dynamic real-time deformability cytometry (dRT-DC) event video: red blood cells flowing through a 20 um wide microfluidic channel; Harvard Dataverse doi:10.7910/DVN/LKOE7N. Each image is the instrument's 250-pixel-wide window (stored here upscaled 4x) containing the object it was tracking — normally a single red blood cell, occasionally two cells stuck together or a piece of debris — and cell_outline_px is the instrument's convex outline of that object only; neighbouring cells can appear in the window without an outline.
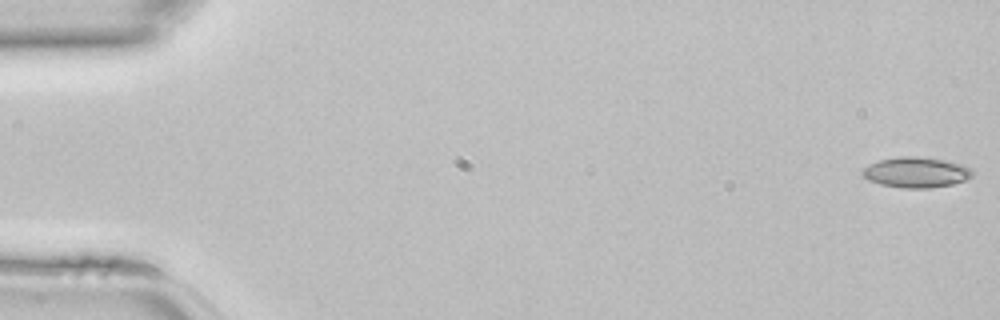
{"species": "common noctule bat (a hibernating species)", "species_latin": "Nyctalus noctula", "temperature_condition": "room temperature", "stored_images_in_passage": 45, "camera_frame_rate_fps": 3000, "um_per_image_px": 0.085, "animal": {"sex": "female", "body_mass_g": 22.7, "forearm_length_mm": 54.2}, "frame": {"image": 1, "passage_image": 1, "time_ms": 0.0, "image_size_px": [1000, 320], "cell_outline_px": [[972, 176], [964, 180], [952, 184], [928, 188], [900, 188], [880, 184], [868, 180], [860, 172], [864, 168], [880, 160], [900, 156], [916, 156], [944, 160], [964, 164], [972, 168]], "centroid_in_image_um": [77.88, 14.65], "position_along_channel_um": 7.1, "area_um2": 19.48}}
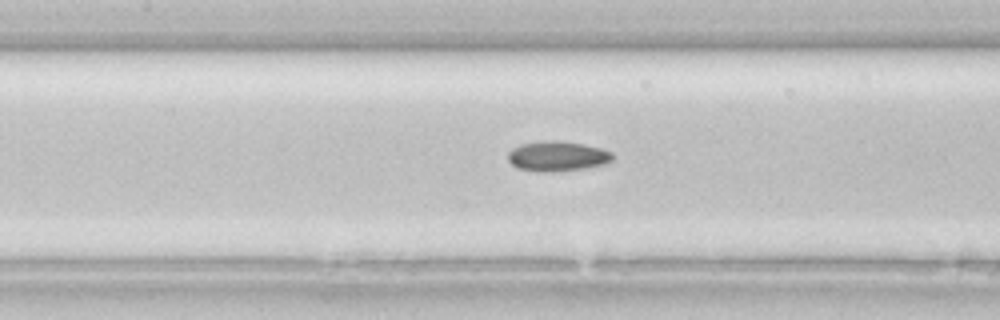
{"frame": {"image": 2, "passage_image": 21, "time_ms": 6.667, "image_size_px": [1000, 320], "cell_outline_px": [[612, 160], [604, 164], [584, 168], [552, 172], [536, 172], [516, 168], [508, 160], [508, 152], [512, 148], [520, 144], [580, 144], [600, 148], [612, 152]], "centroid_in_image_um": [47.35, 13.35], "position_along_channel_um": 160.1, "area_um2": 17.28}}
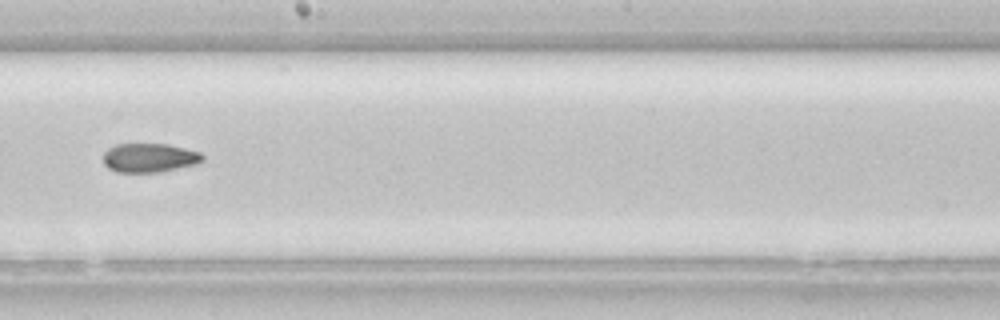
{"frame": {"image": 3, "passage_image": 26, "time_ms": 8.333, "image_size_px": [1000, 320], "cell_outline_px": [[204, 160], [196, 164], [160, 172], [116, 172], [108, 168], [104, 164], [104, 152], [108, 148], [116, 144], [168, 144], [200, 152], [204, 156]], "centroid_in_image_um": [12.7, 13.41], "position_along_channel_um": 235.5, "area_um2": 16.82}}